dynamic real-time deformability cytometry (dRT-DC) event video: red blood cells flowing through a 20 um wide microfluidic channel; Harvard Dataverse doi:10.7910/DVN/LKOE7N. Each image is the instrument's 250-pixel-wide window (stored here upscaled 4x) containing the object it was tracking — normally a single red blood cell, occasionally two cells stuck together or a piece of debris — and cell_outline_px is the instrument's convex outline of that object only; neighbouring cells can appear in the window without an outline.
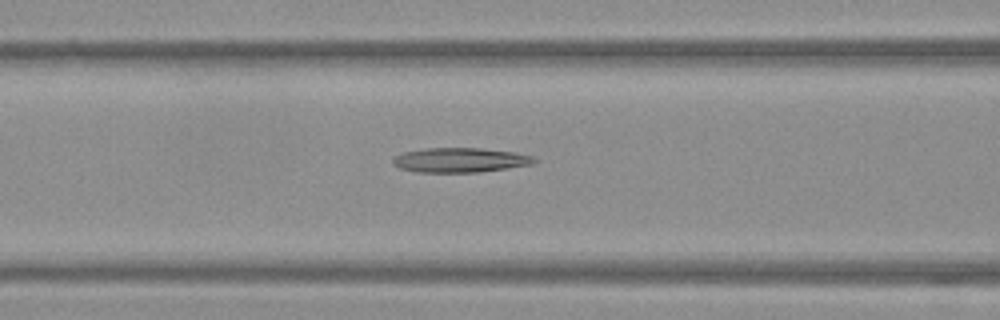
{"species": "Egyptian fruit bat (a non-hibernating species)", "species_latin": "Rousettus aegyptiacus", "temperature_condition": "warm", "stored_images_in_passage": 36, "camera_frame_rate_fps": 3000, "um_per_image_px": 0.085, "frame": {"image": 1, "passage_image": 5, "time_ms": 1.333, "image_size_px": [1000, 320], "cell_outline_px": [[536, 160], [532, 164], [508, 168], [476, 172], [416, 172], [400, 168], [392, 164], [392, 160], [396, 156], [404, 152], [424, 148], [480, 148], [516, 152], [532, 156]], "centroid_in_image_um": [39.09, 13.6], "position_along_channel_um": 127.5, "area_um2": 20.17}}
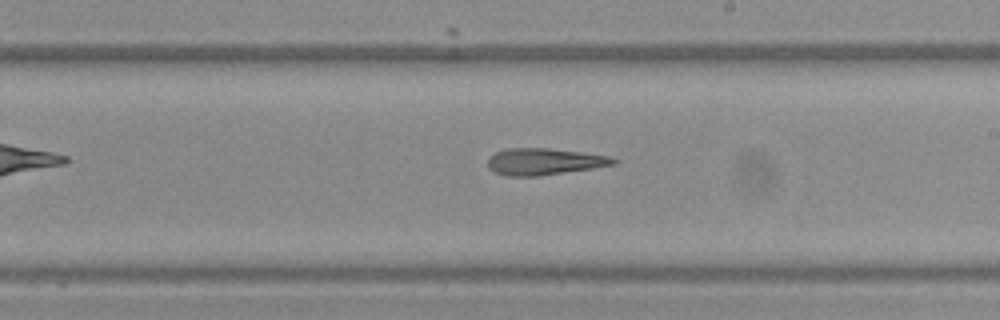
{"frame": {"image": 2, "passage_image": 14, "time_ms": 4.333, "image_size_px": [1000, 320], "cell_outline_px": [[620, 160], [616, 164], [592, 168], [536, 176], [504, 176], [488, 168], [488, 156], [496, 152], [508, 148], [548, 148], [580, 152], [608, 156]], "centroid_in_image_um": [46.23, 13.73], "position_along_channel_um": 242.8, "area_um2": 19.42}}
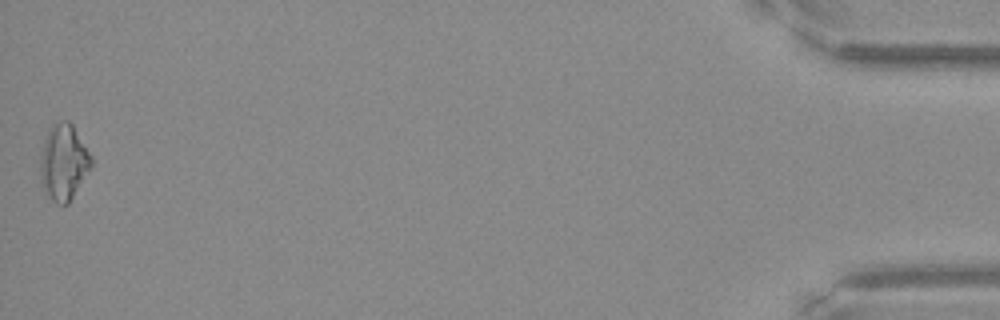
{"frame": {"image": 3, "passage_image": 36, "time_ms": 11.667, "image_size_px": [1000, 320], "cell_outline_px": [[92, 168], [68, 204], [56, 204], [44, 196], [40, 172], [40, 156], [44, 140], [48, 128], [52, 124], [60, 120], [68, 120], [72, 124], [92, 156]], "centroid_in_image_um": [5.4, 13.81], "position_along_channel_um": 429.8, "area_um2": 23.06}}